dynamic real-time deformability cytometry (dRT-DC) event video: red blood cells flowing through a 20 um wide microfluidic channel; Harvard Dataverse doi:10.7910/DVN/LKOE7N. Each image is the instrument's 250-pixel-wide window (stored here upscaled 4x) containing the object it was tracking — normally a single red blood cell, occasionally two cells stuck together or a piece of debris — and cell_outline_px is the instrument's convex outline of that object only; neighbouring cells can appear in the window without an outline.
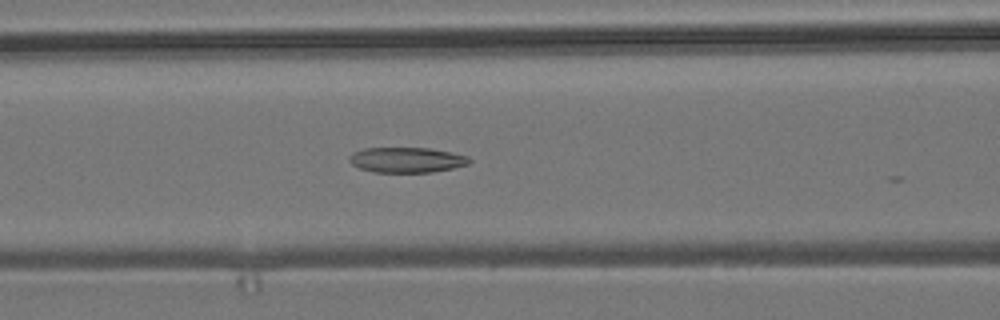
{"species": "common noctule bat (a hibernating species)", "species_latin": "Nyctalus noctula", "temperature_condition": "room temperature", "stored_images_in_passage": 22, "camera_frame_rate_fps": 3000, "um_per_image_px": 0.085, "animal": {"sex": "male", "body_mass_g": 19.2, "forearm_length_mm": 51.8}, "frame": {"image": 1, "passage_image": 21, "time_ms": 6.667, "image_size_px": [1000, 320], "cell_outline_px": [[472, 160], [468, 164], [452, 168], [432, 172], [376, 172], [360, 168], [352, 164], [348, 160], [348, 156], [352, 152], [364, 148], [432, 148], [452, 152], [468, 156]], "centroid_in_image_um": [34.57, 13.58], "position_along_channel_um": 132.0, "area_um2": 17.74}}